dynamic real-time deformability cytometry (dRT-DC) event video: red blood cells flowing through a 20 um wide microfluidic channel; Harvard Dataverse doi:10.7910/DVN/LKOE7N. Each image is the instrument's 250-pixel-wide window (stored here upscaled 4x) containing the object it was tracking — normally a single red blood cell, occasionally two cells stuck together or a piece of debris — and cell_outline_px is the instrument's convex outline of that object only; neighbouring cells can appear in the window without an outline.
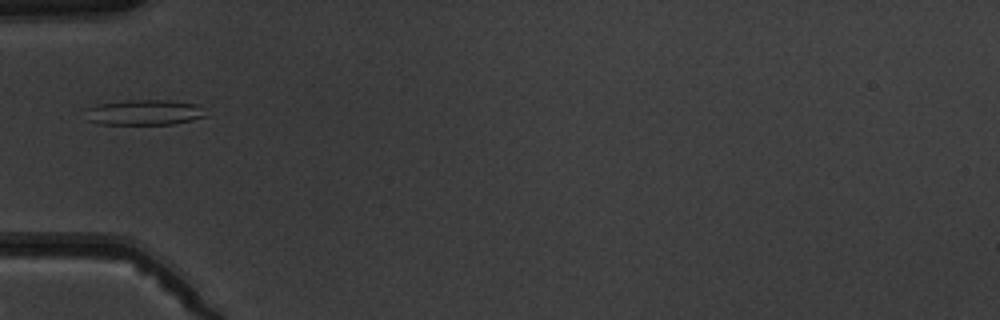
{"species": "common noctule bat (a hibernating species)", "species_latin": "Nyctalus noctula", "temperature_condition": "warm", "stored_images_in_passage": 7, "camera_frame_rate_fps": 3000, "um_per_image_px": 0.085, "animal": {"sex": "male", "body_mass_g": 19.5, "forearm_length_mm": 54.6}, "frame": {"image": 1, "passage_image": 6, "time_ms": 6.0, "image_size_px": [1000, 320], "cell_outline_px": [[208, 116], [192, 120], [172, 124], [100, 124], [88, 120], [88, 108], [96, 104], [128, 100], [168, 100], [196, 104]], "centroid_in_image_um": [12.28, 9.55], "position_along_channel_um": 72.7, "area_um2": 17.57}}
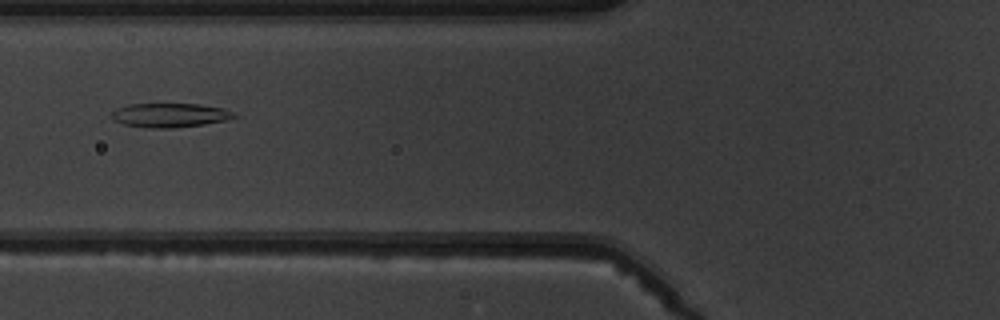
{"frame": {"image": 2, "passage_image": 7, "time_ms": 7.0, "image_size_px": [1000, 320], "cell_outline_px": [[240, 116], [228, 120], [204, 124], [172, 128], [148, 128], [124, 124], [112, 120], [112, 112], [116, 108], [128, 104], [200, 104], [224, 108], [236, 112]], "centroid_in_image_um": [14.49, 9.79], "position_along_channel_um": 111.3, "area_um2": 17.46}}